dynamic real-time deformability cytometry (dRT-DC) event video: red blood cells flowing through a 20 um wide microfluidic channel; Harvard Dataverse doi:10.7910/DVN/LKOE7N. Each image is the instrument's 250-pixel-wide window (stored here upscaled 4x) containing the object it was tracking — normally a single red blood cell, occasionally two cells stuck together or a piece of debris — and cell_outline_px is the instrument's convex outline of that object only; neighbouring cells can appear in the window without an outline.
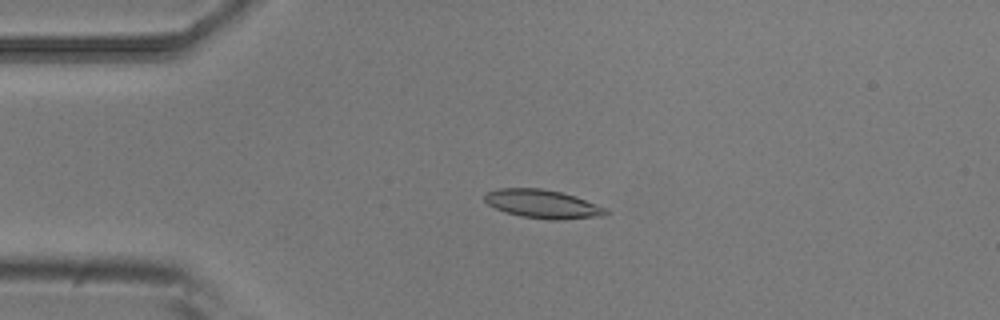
{"species": "common noctule bat (a hibernating species)", "species_latin": "Nyctalus noctula", "temperature_condition": "room temperature", "stored_images_in_passage": 4, "camera_frame_rate_fps": 3000, "um_per_image_px": 0.085, "animal": {"sex": "male", "body_mass_g": 20.5, "forearm_length_mm": 52.5}, "frame": {"image": 1, "passage_image": 4, "time_ms": 1.0, "image_size_px": [1000, 320], "cell_outline_px": [[612, 212], [604, 216], [560, 220], [548, 220], [520, 216], [496, 208], [488, 204], [484, 200], [484, 196], [488, 192], [500, 188], [540, 188], [560, 192], [576, 196], [608, 208]], "centroid_in_image_um": [46.21, 17.35], "position_along_channel_um": 38.8, "area_um2": 20.29}}